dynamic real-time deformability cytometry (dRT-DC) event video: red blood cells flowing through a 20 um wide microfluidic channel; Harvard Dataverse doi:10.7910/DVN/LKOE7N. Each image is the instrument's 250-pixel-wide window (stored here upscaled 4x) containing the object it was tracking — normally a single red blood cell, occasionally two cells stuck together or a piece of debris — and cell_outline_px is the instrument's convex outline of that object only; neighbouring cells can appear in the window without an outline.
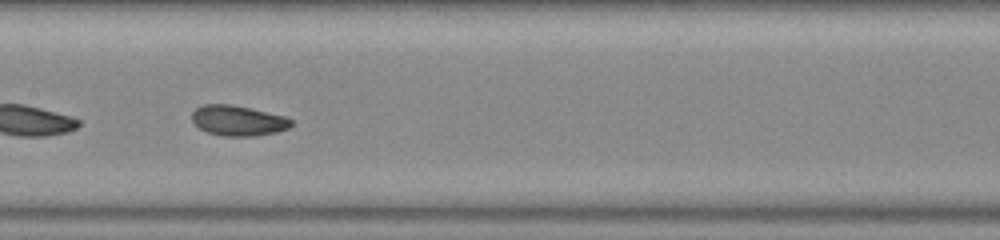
{"species": "common noctule bat (a hibernating species)", "species_latin": "Nyctalus noctula", "temperature_condition": "warm", "stored_images_in_passage": 45, "segment_of_instrument_passage": [2, 2], "camera_frame_rate_fps": 3000, "um_per_image_px": 0.085, "animal": {"sex": "female", "body_mass_g": 23.0, "forearm_length_mm": 53.4}, "frame": {"image": 1, "passage_image": 27, "time_ms": 8.667, "image_size_px": [1000, 240], "cell_outline_px": [[292, 124], [288, 128], [276, 132], [256, 136], [224, 136], [208, 132], [200, 128], [192, 120], [192, 112], [196, 108], [204, 104], [232, 104], [252, 108], [284, 116], [292, 120]], "centroid_in_image_um": [20.24, 10.24], "position_along_channel_um": 187.2, "area_um2": 17.51}}
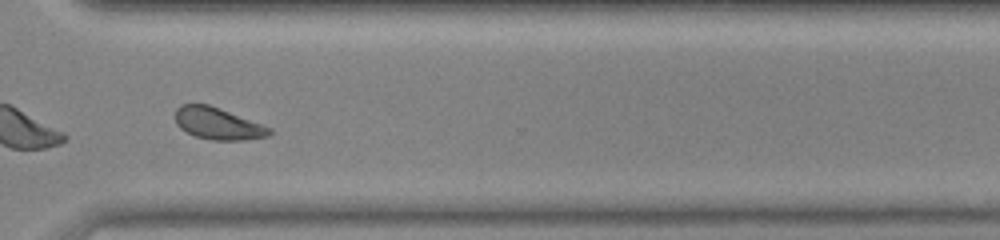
{"frame": {"image": 2, "passage_image": 40, "time_ms": 13.0, "image_size_px": [1000, 240], "cell_outline_px": [[272, 132], [268, 136], [244, 140], [212, 140], [196, 136], [180, 128], [176, 124], [176, 108], [180, 104], [208, 104], [220, 108], [272, 128]], "centroid_in_image_um": [18.52, 10.5], "position_along_channel_um": 352.1, "area_um2": 17.4}}